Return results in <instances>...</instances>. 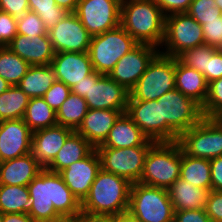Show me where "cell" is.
I'll return each instance as SVG.
<instances>
[{
  "instance_id": "obj_1",
  "label": "cell",
  "mask_w": 222,
  "mask_h": 222,
  "mask_svg": "<svg viewBox=\"0 0 222 222\" xmlns=\"http://www.w3.org/2000/svg\"><path fill=\"white\" fill-rule=\"evenodd\" d=\"M28 214L35 222L74 219L82 213L81 202L65 185L59 173L43 169L27 186Z\"/></svg>"
},
{
  "instance_id": "obj_2",
  "label": "cell",
  "mask_w": 222,
  "mask_h": 222,
  "mask_svg": "<svg viewBox=\"0 0 222 222\" xmlns=\"http://www.w3.org/2000/svg\"><path fill=\"white\" fill-rule=\"evenodd\" d=\"M131 185L127 179L101 169L81 202L82 213L112 217L127 211Z\"/></svg>"
},
{
  "instance_id": "obj_3",
  "label": "cell",
  "mask_w": 222,
  "mask_h": 222,
  "mask_svg": "<svg viewBox=\"0 0 222 222\" xmlns=\"http://www.w3.org/2000/svg\"><path fill=\"white\" fill-rule=\"evenodd\" d=\"M120 25L137 43L161 47L165 15L153 0H127L121 3Z\"/></svg>"
},
{
  "instance_id": "obj_4",
  "label": "cell",
  "mask_w": 222,
  "mask_h": 222,
  "mask_svg": "<svg viewBox=\"0 0 222 222\" xmlns=\"http://www.w3.org/2000/svg\"><path fill=\"white\" fill-rule=\"evenodd\" d=\"M181 147L177 141L155 142L148 150L139 183L168 189L180 177Z\"/></svg>"
},
{
  "instance_id": "obj_5",
  "label": "cell",
  "mask_w": 222,
  "mask_h": 222,
  "mask_svg": "<svg viewBox=\"0 0 222 222\" xmlns=\"http://www.w3.org/2000/svg\"><path fill=\"white\" fill-rule=\"evenodd\" d=\"M204 115L195 100L176 88L161 96V121H165V142H174L178 137L197 125Z\"/></svg>"
},
{
  "instance_id": "obj_6",
  "label": "cell",
  "mask_w": 222,
  "mask_h": 222,
  "mask_svg": "<svg viewBox=\"0 0 222 222\" xmlns=\"http://www.w3.org/2000/svg\"><path fill=\"white\" fill-rule=\"evenodd\" d=\"M137 44L121 25L92 36L88 54L93 69L108 75L115 64Z\"/></svg>"
},
{
  "instance_id": "obj_7",
  "label": "cell",
  "mask_w": 222,
  "mask_h": 222,
  "mask_svg": "<svg viewBox=\"0 0 222 222\" xmlns=\"http://www.w3.org/2000/svg\"><path fill=\"white\" fill-rule=\"evenodd\" d=\"M128 210L141 222H174V208L165 188L133 183Z\"/></svg>"
},
{
  "instance_id": "obj_8",
  "label": "cell",
  "mask_w": 222,
  "mask_h": 222,
  "mask_svg": "<svg viewBox=\"0 0 222 222\" xmlns=\"http://www.w3.org/2000/svg\"><path fill=\"white\" fill-rule=\"evenodd\" d=\"M176 58L159 53L130 90L128 99L157 100L176 88Z\"/></svg>"
},
{
  "instance_id": "obj_9",
  "label": "cell",
  "mask_w": 222,
  "mask_h": 222,
  "mask_svg": "<svg viewBox=\"0 0 222 222\" xmlns=\"http://www.w3.org/2000/svg\"><path fill=\"white\" fill-rule=\"evenodd\" d=\"M202 26L187 12L165 16L164 38L160 53L176 58L187 49L204 44Z\"/></svg>"
},
{
  "instance_id": "obj_10",
  "label": "cell",
  "mask_w": 222,
  "mask_h": 222,
  "mask_svg": "<svg viewBox=\"0 0 222 222\" xmlns=\"http://www.w3.org/2000/svg\"><path fill=\"white\" fill-rule=\"evenodd\" d=\"M177 142L185 154L210 160L222 156V127L211 117H204L182 133Z\"/></svg>"
},
{
  "instance_id": "obj_11",
  "label": "cell",
  "mask_w": 222,
  "mask_h": 222,
  "mask_svg": "<svg viewBox=\"0 0 222 222\" xmlns=\"http://www.w3.org/2000/svg\"><path fill=\"white\" fill-rule=\"evenodd\" d=\"M151 146H134L129 148H111L97 146L103 171L138 183L143 172L147 152Z\"/></svg>"
},
{
  "instance_id": "obj_12",
  "label": "cell",
  "mask_w": 222,
  "mask_h": 222,
  "mask_svg": "<svg viewBox=\"0 0 222 222\" xmlns=\"http://www.w3.org/2000/svg\"><path fill=\"white\" fill-rule=\"evenodd\" d=\"M74 13L94 36L120 25L121 3L117 0H79Z\"/></svg>"
},
{
  "instance_id": "obj_13",
  "label": "cell",
  "mask_w": 222,
  "mask_h": 222,
  "mask_svg": "<svg viewBox=\"0 0 222 222\" xmlns=\"http://www.w3.org/2000/svg\"><path fill=\"white\" fill-rule=\"evenodd\" d=\"M159 53L160 49L153 45L138 43L115 64L108 76L130 92Z\"/></svg>"
},
{
  "instance_id": "obj_14",
  "label": "cell",
  "mask_w": 222,
  "mask_h": 222,
  "mask_svg": "<svg viewBox=\"0 0 222 222\" xmlns=\"http://www.w3.org/2000/svg\"><path fill=\"white\" fill-rule=\"evenodd\" d=\"M129 92L108 75L95 70L90 74L88 93L85 95L88 109L127 110Z\"/></svg>"
},
{
  "instance_id": "obj_15",
  "label": "cell",
  "mask_w": 222,
  "mask_h": 222,
  "mask_svg": "<svg viewBox=\"0 0 222 222\" xmlns=\"http://www.w3.org/2000/svg\"><path fill=\"white\" fill-rule=\"evenodd\" d=\"M47 33L56 53L88 52L92 38L74 12H68Z\"/></svg>"
},
{
  "instance_id": "obj_16",
  "label": "cell",
  "mask_w": 222,
  "mask_h": 222,
  "mask_svg": "<svg viewBox=\"0 0 222 222\" xmlns=\"http://www.w3.org/2000/svg\"><path fill=\"white\" fill-rule=\"evenodd\" d=\"M101 170L100 157L94 149L87 157L70 164L59 172L65 185L82 202L90 191L98 172Z\"/></svg>"
},
{
  "instance_id": "obj_17",
  "label": "cell",
  "mask_w": 222,
  "mask_h": 222,
  "mask_svg": "<svg viewBox=\"0 0 222 222\" xmlns=\"http://www.w3.org/2000/svg\"><path fill=\"white\" fill-rule=\"evenodd\" d=\"M126 113L150 140L165 142V121H161V97L150 101L128 99Z\"/></svg>"
},
{
  "instance_id": "obj_18",
  "label": "cell",
  "mask_w": 222,
  "mask_h": 222,
  "mask_svg": "<svg viewBox=\"0 0 222 222\" xmlns=\"http://www.w3.org/2000/svg\"><path fill=\"white\" fill-rule=\"evenodd\" d=\"M32 133L23 119L0 121L2 162L31 153Z\"/></svg>"
},
{
  "instance_id": "obj_19",
  "label": "cell",
  "mask_w": 222,
  "mask_h": 222,
  "mask_svg": "<svg viewBox=\"0 0 222 222\" xmlns=\"http://www.w3.org/2000/svg\"><path fill=\"white\" fill-rule=\"evenodd\" d=\"M51 66L56 79L70 89L94 71L88 52L55 53Z\"/></svg>"
},
{
  "instance_id": "obj_20",
  "label": "cell",
  "mask_w": 222,
  "mask_h": 222,
  "mask_svg": "<svg viewBox=\"0 0 222 222\" xmlns=\"http://www.w3.org/2000/svg\"><path fill=\"white\" fill-rule=\"evenodd\" d=\"M73 132L72 129L62 125H55L33 132L32 156L45 169Z\"/></svg>"
},
{
  "instance_id": "obj_21",
  "label": "cell",
  "mask_w": 222,
  "mask_h": 222,
  "mask_svg": "<svg viewBox=\"0 0 222 222\" xmlns=\"http://www.w3.org/2000/svg\"><path fill=\"white\" fill-rule=\"evenodd\" d=\"M7 47L31 66L51 64L56 53L48 34L38 35L32 39L17 34Z\"/></svg>"
},
{
  "instance_id": "obj_22",
  "label": "cell",
  "mask_w": 222,
  "mask_h": 222,
  "mask_svg": "<svg viewBox=\"0 0 222 222\" xmlns=\"http://www.w3.org/2000/svg\"><path fill=\"white\" fill-rule=\"evenodd\" d=\"M124 112L126 110L88 109L76 132L96 148L105 141L116 120Z\"/></svg>"
},
{
  "instance_id": "obj_23",
  "label": "cell",
  "mask_w": 222,
  "mask_h": 222,
  "mask_svg": "<svg viewBox=\"0 0 222 222\" xmlns=\"http://www.w3.org/2000/svg\"><path fill=\"white\" fill-rule=\"evenodd\" d=\"M155 141L150 140L133 122L131 117L122 113L109 131L101 147L129 148L134 146H152Z\"/></svg>"
},
{
  "instance_id": "obj_24",
  "label": "cell",
  "mask_w": 222,
  "mask_h": 222,
  "mask_svg": "<svg viewBox=\"0 0 222 222\" xmlns=\"http://www.w3.org/2000/svg\"><path fill=\"white\" fill-rule=\"evenodd\" d=\"M43 169L31 153L4 161L0 168V184L28 186Z\"/></svg>"
},
{
  "instance_id": "obj_25",
  "label": "cell",
  "mask_w": 222,
  "mask_h": 222,
  "mask_svg": "<svg viewBox=\"0 0 222 222\" xmlns=\"http://www.w3.org/2000/svg\"><path fill=\"white\" fill-rule=\"evenodd\" d=\"M174 211L205 209L210 190L198 188L180 177L167 189Z\"/></svg>"
},
{
  "instance_id": "obj_26",
  "label": "cell",
  "mask_w": 222,
  "mask_h": 222,
  "mask_svg": "<svg viewBox=\"0 0 222 222\" xmlns=\"http://www.w3.org/2000/svg\"><path fill=\"white\" fill-rule=\"evenodd\" d=\"M95 148L79 133L74 131L65 141L52 162L45 168L59 173L72 163L87 157Z\"/></svg>"
},
{
  "instance_id": "obj_27",
  "label": "cell",
  "mask_w": 222,
  "mask_h": 222,
  "mask_svg": "<svg viewBox=\"0 0 222 222\" xmlns=\"http://www.w3.org/2000/svg\"><path fill=\"white\" fill-rule=\"evenodd\" d=\"M175 78L177 90L195 100L201 106L204 104L208 91V83L203 74L194 68L181 64L176 59Z\"/></svg>"
},
{
  "instance_id": "obj_28",
  "label": "cell",
  "mask_w": 222,
  "mask_h": 222,
  "mask_svg": "<svg viewBox=\"0 0 222 222\" xmlns=\"http://www.w3.org/2000/svg\"><path fill=\"white\" fill-rule=\"evenodd\" d=\"M56 80L55 70L51 64L30 66L17 86L29 98H37L43 97Z\"/></svg>"
},
{
  "instance_id": "obj_29",
  "label": "cell",
  "mask_w": 222,
  "mask_h": 222,
  "mask_svg": "<svg viewBox=\"0 0 222 222\" xmlns=\"http://www.w3.org/2000/svg\"><path fill=\"white\" fill-rule=\"evenodd\" d=\"M211 166L209 159L191 157L181 149L180 178L195 187L211 191Z\"/></svg>"
},
{
  "instance_id": "obj_30",
  "label": "cell",
  "mask_w": 222,
  "mask_h": 222,
  "mask_svg": "<svg viewBox=\"0 0 222 222\" xmlns=\"http://www.w3.org/2000/svg\"><path fill=\"white\" fill-rule=\"evenodd\" d=\"M32 132L57 125L56 111L43 97L30 98L22 118Z\"/></svg>"
},
{
  "instance_id": "obj_31",
  "label": "cell",
  "mask_w": 222,
  "mask_h": 222,
  "mask_svg": "<svg viewBox=\"0 0 222 222\" xmlns=\"http://www.w3.org/2000/svg\"><path fill=\"white\" fill-rule=\"evenodd\" d=\"M88 107L86 100L72 92L56 111L57 125L70 128L76 131L87 114Z\"/></svg>"
},
{
  "instance_id": "obj_32",
  "label": "cell",
  "mask_w": 222,
  "mask_h": 222,
  "mask_svg": "<svg viewBox=\"0 0 222 222\" xmlns=\"http://www.w3.org/2000/svg\"><path fill=\"white\" fill-rule=\"evenodd\" d=\"M30 195L27 186L0 184V212L28 213Z\"/></svg>"
},
{
  "instance_id": "obj_33",
  "label": "cell",
  "mask_w": 222,
  "mask_h": 222,
  "mask_svg": "<svg viewBox=\"0 0 222 222\" xmlns=\"http://www.w3.org/2000/svg\"><path fill=\"white\" fill-rule=\"evenodd\" d=\"M29 97L18 86L0 94V121L22 119Z\"/></svg>"
},
{
  "instance_id": "obj_34",
  "label": "cell",
  "mask_w": 222,
  "mask_h": 222,
  "mask_svg": "<svg viewBox=\"0 0 222 222\" xmlns=\"http://www.w3.org/2000/svg\"><path fill=\"white\" fill-rule=\"evenodd\" d=\"M31 65L8 47L0 48V77L17 86Z\"/></svg>"
},
{
  "instance_id": "obj_35",
  "label": "cell",
  "mask_w": 222,
  "mask_h": 222,
  "mask_svg": "<svg viewBox=\"0 0 222 222\" xmlns=\"http://www.w3.org/2000/svg\"><path fill=\"white\" fill-rule=\"evenodd\" d=\"M29 10L35 12L48 31L55 27L68 12L55 3V0H28Z\"/></svg>"
},
{
  "instance_id": "obj_36",
  "label": "cell",
  "mask_w": 222,
  "mask_h": 222,
  "mask_svg": "<svg viewBox=\"0 0 222 222\" xmlns=\"http://www.w3.org/2000/svg\"><path fill=\"white\" fill-rule=\"evenodd\" d=\"M217 50V48L204 43L183 51L176 59L181 64L194 68L204 75L207 72L208 57H212Z\"/></svg>"
},
{
  "instance_id": "obj_37",
  "label": "cell",
  "mask_w": 222,
  "mask_h": 222,
  "mask_svg": "<svg viewBox=\"0 0 222 222\" xmlns=\"http://www.w3.org/2000/svg\"><path fill=\"white\" fill-rule=\"evenodd\" d=\"M187 13L203 25L206 21L219 20L222 11L217 8L215 0H192Z\"/></svg>"
},
{
  "instance_id": "obj_38",
  "label": "cell",
  "mask_w": 222,
  "mask_h": 222,
  "mask_svg": "<svg viewBox=\"0 0 222 222\" xmlns=\"http://www.w3.org/2000/svg\"><path fill=\"white\" fill-rule=\"evenodd\" d=\"M17 34L28 36L30 39L38 35H47L43 21L33 11H27L26 14L17 18Z\"/></svg>"
},
{
  "instance_id": "obj_39",
  "label": "cell",
  "mask_w": 222,
  "mask_h": 222,
  "mask_svg": "<svg viewBox=\"0 0 222 222\" xmlns=\"http://www.w3.org/2000/svg\"><path fill=\"white\" fill-rule=\"evenodd\" d=\"M202 113L204 117H212L222 109V77L208 83V91Z\"/></svg>"
},
{
  "instance_id": "obj_40",
  "label": "cell",
  "mask_w": 222,
  "mask_h": 222,
  "mask_svg": "<svg viewBox=\"0 0 222 222\" xmlns=\"http://www.w3.org/2000/svg\"><path fill=\"white\" fill-rule=\"evenodd\" d=\"M71 89L63 82L56 80L46 91L43 99L55 111H57L63 102L70 95Z\"/></svg>"
},
{
  "instance_id": "obj_41",
  "label": "cell",
  "mask_w": 222,
  "mask_h": 222,
  "mask_svg": "<svg viewBox=\"0 0 222 222\" xmlns=\"http://www.w3.org/2000/svg\"><path fill=\"white\" fill-rule=\"evenodd\" d=\"M17 36V18L0 11V48L7 47Z\"/></svg>"
},
{
  "instance_id": "obj_42",
  "label": "cell",
  "mask_w": 222,
  "mask_h": 222,
  "mask_svg": "<svg viewBox=\"0 0 222 222\" xmlns=\"http://www.w3.org/2000/svg\"><path fill=\"white\" fill-rule=\"evenodd\" d=\"M205 44L222 49V18L219 20L206 21L201 25Z\"/></svg>"
},
{
  "instance_id": "obj_43",
  "label": "cell",
  "mask_w": 222,
  "mask_h": 222,
  "mask_svg": "<svg viewBox=\"0 0 222 222\" xmlns=\"http://www.w3.org/2000/svg\"><path fill=\"white\" fill-rule=\"evenodd\" d=\"M205 211L211 222H222V191H210Z\"/></svg>"
},
{
  "instance_id": "obj_44",
  "label": "cell",
  "mask_w": 222,
  "mask_h": 222,
  "mask_svg": "<svg viewBox=\"0 0 222 222\" xmlns=\"http://www.w3.org/2000/svg\"><path fill=\"white\" fill-rule=\"evenodd\" d=\"M165 16L176 13H186L192 0H153Z\"/></svg>"
},
{
  "instance_id": "obj_45",
  "label": "cell",
  "mask_w": 222,
  "mask_h": 222,
  "mask_svg": "<svg viewBox=\"0 0 222 222\" xmlns=\"http://www.w3.org/2000/svg\"><path fill=\"white\" fill-rule=\"evenodd\" d=\"M207 83L222 77V49L208 57L207 72L204 74Z\"/></svg>"
},
{
  "instance_id": "obj_46",
  "label": "cell",
  "mask_w": 222,
  "mask_h": 222,
  "mask_svg": "<svg viewBox=\"0 0 222 222\" xmlns=\"http://www.w3.org/2000/svg\"><path fill=\"white\" fill-rule=\"evenodd\" d=\"M0 11L19 18L29 11L28 0H0Z\"/></svg>"
},
{
  "instance_id": "obj_47",
  "label": "cell",
  "mask_w": 222,
  "mask_h": 222,
  "mask_svg": "<svg viewBox=\"0 0 222 222\" xmlns=\"http://www.w3.org/2000/svg\"><path fill=\"white\" fill-rule=\"evenodd\" d=\"M174 222H211L205 209L174 211Z\"/></svg>"
},
{
  "instance_id": "obj_48",
  "label": "cell",
  "mask_w": 222,
  "mask_h": 222,
  "mask_svg": "<svg viewBox=\"0 0 222 222\" xmlns=\"http://www.w3.org/2000/svg\"><path fill=\"white\" fill-rule=\"evenodd\" d=\"M211 166V190L222 191V156L209 160Z\"/></svg>"
},
{
  "instance_id": "obj_49",
  "label": "cell",
  "mask_w": 222,
  "mask_h": 222,
  "mask_svg": "<svg viewBox=\"0 0 222 222\" xmlns=\"http://www.w3.org/2000/svg\"><path fill=\"white\" fill-rule=\"evenodd\" d=\"M3 222H35L28 213L3 214Z\"/></svg>"
},
{
  "instance_id": "obj_50",
  "label": "cell",
  "mask_w": 222,
  "mask_h": 222,
  "mask_svg": "<svg viewBox=\"0 0 222 222\" xmlns=\"http://www.w3.org/2000/svg\"><path fill=\"white\" fill-rule=\"evenodd\" d=\"M89 81H90V75L84 78L81 82L75 84L71 88V92L75 95H79L80 97H85V95L88 93L89 88Z\"/></svg>"
},
{
  "instance_id": "obj_51",
  "label": "cell",
  "mask_w": 222,
  "mask_h": 222,
  "mask_svg": "<svg viewBox=\"0 0 222 222\" xmlns=\"http://www.w3.org/2000/svg\"><path fill=\"white\" fill-rule=\"evenodd\" d=\"M112 222H141L129 210L121 212L116 216H112Z\"/></svg>"
},
{
  "instance_id": "obj_52",
  "label": "cell",
  "mask_w": 222,
  "mask_h": 222,
  "mask_svg": "<svg viewBox=\"0 0 222 222\" xmlns=\"http://www.w3.org/2000/svg\"><path fill=\"white\" fill-rule=\"evenodd\" d=\"M76 222H112V217L90 216L81 213L76 217Z\"/></svg>"
},
{
  "instance_id": "obj_53",
  "label": "cell",
  "mask_w": 222,
  "mask_h": 222,
  "mask_svg": "<svg viewBox=\"0 0 222 222\" xmlns=\"http://www.w3.org/2000/svg\"><path fill=\"white\" fill-rule=\"evenodd\" d=\"M79 0H55L57 6L64 8L67 12H75Z\"/></svg>"
},
{
  "instance_id": "obj_54",
  "label": "cell",
  "mask_w": 222,
  "mask_h": 222,
  "mask_svg": "<svg viewBox=\"0 0 222 222\" xmlns=\"http://www.w3.org/2000/svg\"><path fill=\"white\" fill-rule=\"evenodd\" d=\"M9 88L10 84L5 79L0 77V94L7 91Z\"/></svg>"
},
{
  "instance_id": "obj_55",
  "label": "cell",
  "mask_w": 222,
  "mask_h": 222,
  "mask_svg": "<svg viewBox=\"0 0 222 222\" xmlns=\"http://www.w3.org/2000/svg\"><path fill=\"white\" fill-rule=\"evenodd\" d=\"M211 118L222 127V109L215 113Z\"/></svg>"
},
{
  "instance_id": "obj_56",
  "label": "cell",
  "mask_w": 222,
  "mask_h": 222,
  "mask_svg": "<svg viewBox=\"0 0 222 222\" xmlns=\"http://www.w3.org/2000/svg\"><path fill=\"white\" fill-rule=\"evenodd\" d=\"M215 3L217 5V8L222 11V0H215Z\"/></svg>"
},
{
  "instance_id": "obj_57",
  "label": "cell",
  "mask_w": 222,
  "mask_h": 222,
  "mask_svg": "<svg viewBox=\"0 0 222 222\" xmlns=\"http://www.w3.org/2000/svg\"><path fill=\"white\" fill-rule=\"evenodd\" d=\"M58 222H76V218L74 219H62L61 221Z\"/></svg>"
},
{
  "instance_id": "obj_58",
  "label": "cell",
  "mask_w": 222,
  "mask_h": 222,
  "mask_svg": "<svg viewBox=\"0 0 222 222\" xmlns=\"http://www.w3.org/2000/svg\"><path fill=\"white\" fill-rule=\"evenodd\" d=\"M0 222H3V214L0 212Z\"/></svg>"
},
{
  "instance_id": "obj_59",
  "label": "cell",
  "mask_w": 222,
  "mask_h": 222,
  "mask_svg": "<svg viewBox=\"0 0 222 222\" xmlns=\"http://www.w3.org/2000/svg\"><path fill=\"white\" fill-rule=\"evenodd\" d=\"M117 1H119L120 3H123V2H125V1H127V0H117Z\"/></svg>"
}]
</instances>
